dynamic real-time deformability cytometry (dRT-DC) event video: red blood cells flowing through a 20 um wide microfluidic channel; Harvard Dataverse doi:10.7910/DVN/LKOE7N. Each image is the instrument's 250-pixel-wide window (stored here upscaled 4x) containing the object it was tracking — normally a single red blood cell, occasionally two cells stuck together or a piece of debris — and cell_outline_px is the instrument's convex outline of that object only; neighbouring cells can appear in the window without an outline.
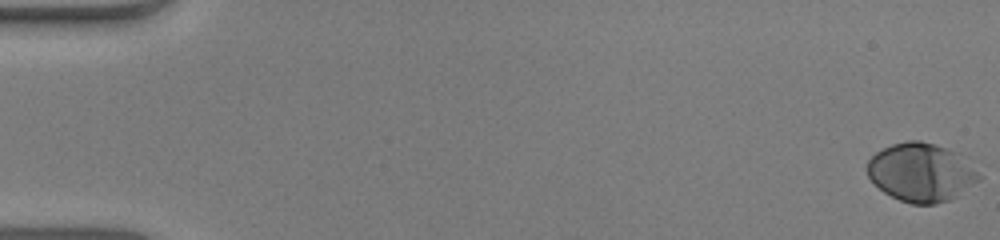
{"species": "human", "species_latin": "Homo sapiens", "temperature_condition": "warm", "stored_images_in_passage": 54, "camera_frame_rate_fps": 3000, "um_per_image_px": 0.085, "donor": {"sex": "male"}, "frame": {"image": 1, "passage_image": 1, "time_ms": 0.0, "image_size_px": [1000, 240], "cell_outline_px": [[980, 180], [948, 200], [936, 204], [912, 204], [900, 200], [884, 192], [868, 176], [868, 160], [876, 152], [892, 144], [908, 140], [920, 140], [944, 148], [952, 152], [976, 172], [980, 176]], "centroid_in_image_um": [78.22, 14.67], "position_along_channel_um": 6.8, "area_um2": 36.82}}
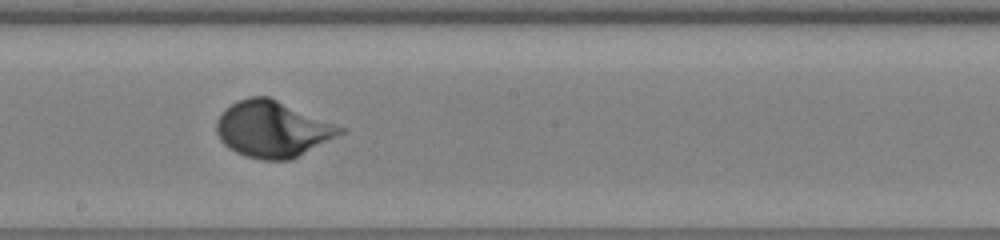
{"frame": {"image": 2, "passage_image": 31, "time_ms": 10.0, "image_size_px": [1000, 240], "cell_outline_px": [[348, 132], [292, 160], [264, 160], [244, 156], [228, 148], [220, 140], [216, 132], [216, 120], [224, 108], [248, 96], [268, 96], [348, 128]], "centroid_in_image_um": [23.22, 10.99], "position_along_channel_um": 225.0, "area_um2": 41.21}}
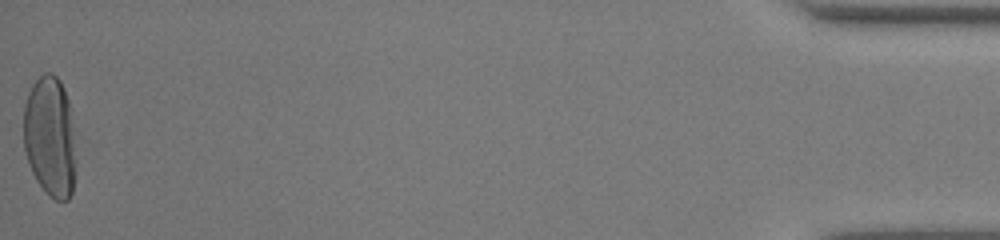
{"frame": {"image": 3, "passage_image": 54, "time_ms": 17.667, "image_size_px": [1000, 240], "cell_outline_px": [[80, 140], [76, 172], [72, 192], [68, 200], [56, 200], [48, 196], [36, 180], [32, 172], [24, 148], [24, 104], [28, 92], [32, 84], [44, 72], [52, 72], [60, 80], [64, 88], [68, 100]], "centroid_in_image_um": [4.34, 11.63], "position_along_channel_um": 430.9, "area_um2": 38.61}}